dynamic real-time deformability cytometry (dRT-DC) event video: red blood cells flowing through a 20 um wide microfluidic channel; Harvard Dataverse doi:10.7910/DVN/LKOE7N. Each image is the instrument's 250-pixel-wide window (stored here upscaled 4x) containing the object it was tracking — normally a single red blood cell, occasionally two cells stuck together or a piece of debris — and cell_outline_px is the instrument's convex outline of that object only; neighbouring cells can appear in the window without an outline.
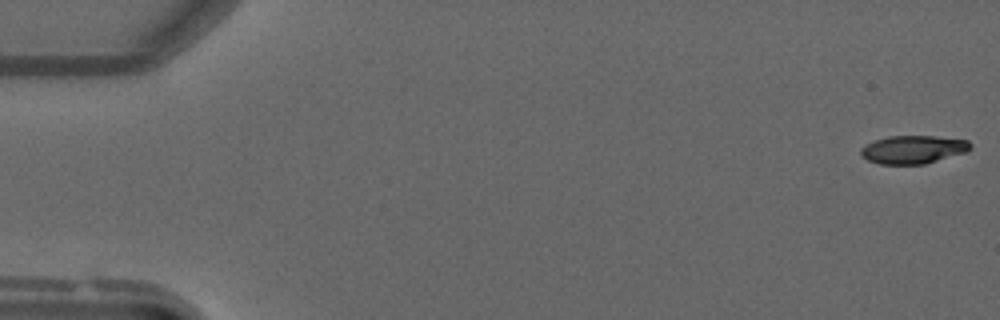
{"species": "common noctule bat (a hibernating species)", "species_latin": "Nyctalus noctula", "temperature_condition": "warm", "stored_images_in_passage": 6, "camera_frame_rate_fps": 3000, "um_per_image_px": 0.085, "animal": {"sex": "male", "forearm_length_mm": 52.5}, "frame": {"image": 1, "passage_image": 1, "time_ms": 0.0, "image_size_px": [1000, 320], "cell_outline_px": [[972, 148], [968, 152], [924, 164], [880, 164], [868, 160], [860, 156], [860, 148], [864, 144], [888, 136], [936, 136], [968, 140], [972, 144]], "centroid_in_image_um": [77.63, 12.7], "position_along_channel_um": 7.4, "area_um2": 18.21}}